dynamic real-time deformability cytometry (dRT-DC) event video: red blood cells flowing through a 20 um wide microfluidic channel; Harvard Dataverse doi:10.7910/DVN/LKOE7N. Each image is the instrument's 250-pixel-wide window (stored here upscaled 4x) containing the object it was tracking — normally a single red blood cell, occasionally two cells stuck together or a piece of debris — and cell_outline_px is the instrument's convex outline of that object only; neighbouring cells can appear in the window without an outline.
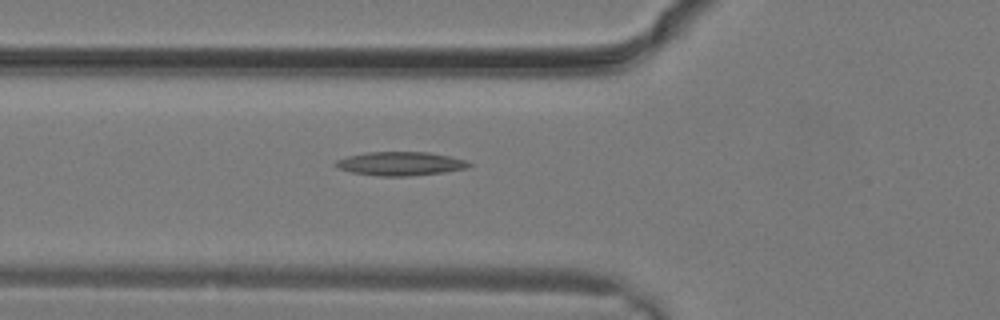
{"species": "common noctule bat (a hibernating species)", "species_latin": "Nyctalus noctula", "temperature_condition": "warm", "stored_images_in_passage": 4, "camera_frame_rate_fps": 3000, "um_per_image_px": 0.085, "animal": {"sex": "male", "body_mass_g": 19.2, "forearm_length_mm": 51.8}, "frame": {"image": 1, "passage_image": 2, "time_ms": 0.333, "image_size_px": [1000, 320], "cell_outline_px": [[472, 164], [468, 168], [444, 172], [408, 176], [380, 176], [352, 172], [340, 168], [332, 164], [336, 160], [348, 156], [368, 152], [428, 152], [448, 156], [464, 160]], "centroid_in_image_um": [34.02, 13.91], "position_along_channel_um": 91.8, "area_um2": 18.26}}
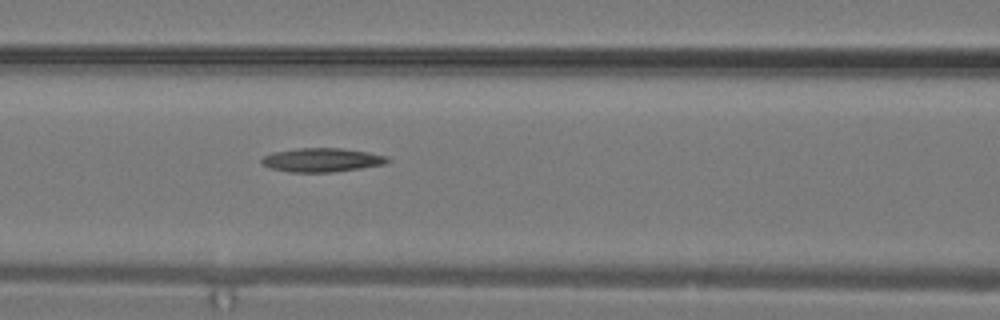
{"frame": {"image": 2, "passage_image": 4, "time_ms": 1.0, "image_size_px": [1000, 320], "cell_outline_px": [[392, 160], [384, 164], [360, 168], [332, 172], [288, 172], [272, 168], [260, 164], [260, 160], [264, 156], [272, 152], [300, 148], [340, 148], [368, 152], [388, 156]], "centroid_in_image_um": [27.35, 13.59], "position_along_channel_um": 139.2, "area_um2": 17.51}}